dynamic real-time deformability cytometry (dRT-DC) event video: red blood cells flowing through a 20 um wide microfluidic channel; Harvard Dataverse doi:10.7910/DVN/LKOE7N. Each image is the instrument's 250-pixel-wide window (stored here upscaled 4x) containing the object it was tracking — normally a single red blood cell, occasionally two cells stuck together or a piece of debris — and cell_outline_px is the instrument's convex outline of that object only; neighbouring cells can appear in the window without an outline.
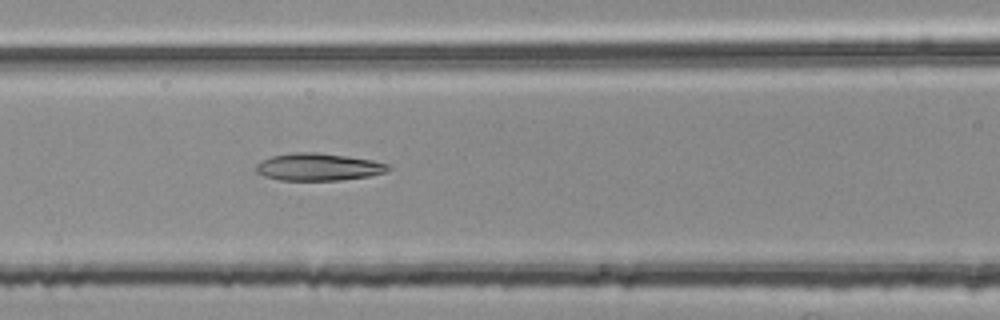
{"species": "common noctule bat (a hibernating species)", "species_latin": "Nyctalus noctula", "temperature_condition": "room temperature", "stored_images_in_passage": 47, "camera_frame_rate_fps": 3000, "um_per_image_px": 0.085, "animal": {"sex": "female", "body_mass_g": 25.1}, "frame": {"image": 1, "passage_image": 20, "time_ms": 6.333, "image_size_px": [1000, 320], "cell_outline_px": [[392, 168], [388, 172], [368, 176], [340, 180], [280, 180], [264, 176], [256, 172], [256, 164], [272, 156], [292, 152], [320, 152], [372, 160], [388, 164]], "centroid_in_image_um": [27.08, 14.19], "position_along_channel_um": 139.5, "area_um2": 21.1}}
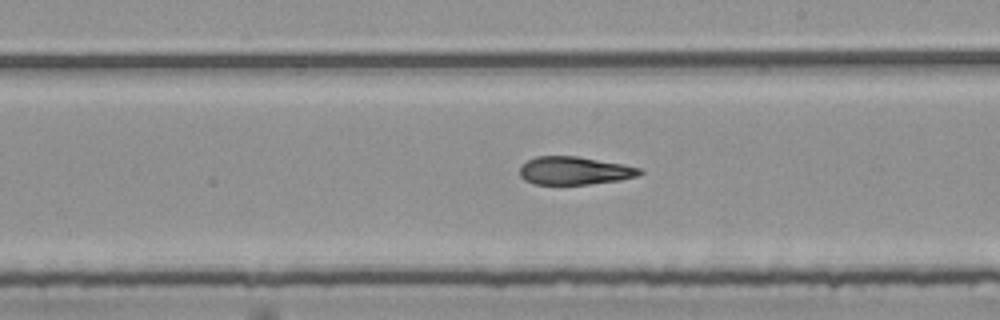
{"frame": {"image": 2, "passage_image": 28, "time_ms": 9.0, "image_size_px": [1000, 320], "cell_outline_px": [[644, 172], [636, 176], [620, 180], [588, 184], [532, 184], [524, 180], [520, 176], [520, 168], [528, 160], [536, 156], [576, 156], [620, 164], [640, 168]], "centroid_in_image_um": [48.8, 14.51], "position_along_channel_um": 240.2, "area_um2": 19.36}}
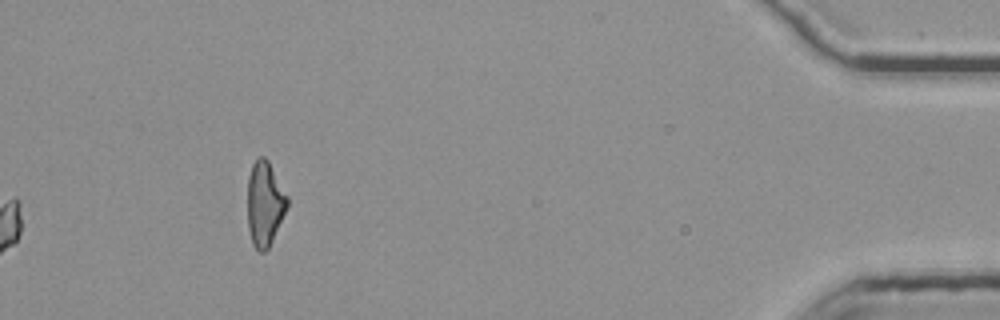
{"frame": {"image": 3, "passage_image": 47, "time_ms": 15.333, "image_size_px": [1000, 320], "cell_outline_px": [[288, 208], [268, 248], [264, 252], [260, 252], [252, 244], [248, 228], [248, 176], [252, 164], [260, 156], [264, 156], [268, 160], [288, 196]], "centroid_in_image_um": [22.51, 17.31], "position_along_channel_um": 412.7, "area_um2": 19.65}, "authors_computed_cell_mechanics": {"area_um2": 20.808, "velocity_mm_per_s": 3.7911, "shape_relaxation_time_tau1_ms": null, "shape_relaxation_time_tau2_ms": 4.8228, "deformation_change_tau1": null, "deformation_change_tau2": 0.1221}}